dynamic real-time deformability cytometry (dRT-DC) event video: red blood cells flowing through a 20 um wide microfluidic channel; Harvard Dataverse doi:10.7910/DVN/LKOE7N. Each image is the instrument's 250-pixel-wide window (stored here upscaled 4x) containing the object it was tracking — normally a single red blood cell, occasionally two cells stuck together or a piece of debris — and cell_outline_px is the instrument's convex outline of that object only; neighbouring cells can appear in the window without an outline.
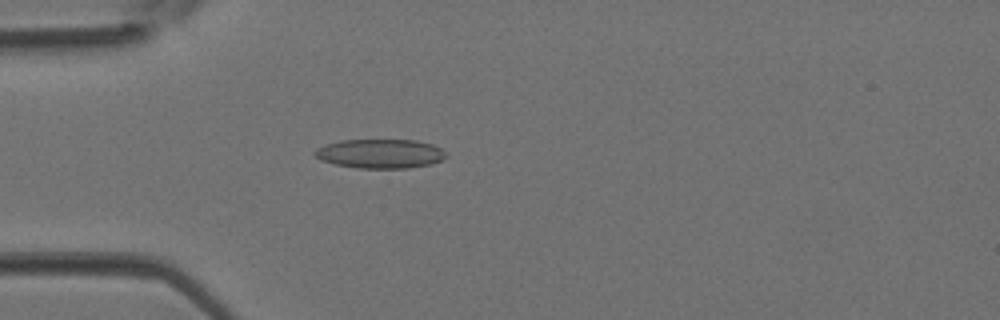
{"species": "Egyptian fruit bat (a non-hibernating species)", "species_latin": "Rousettus aegyptiacus", "temperature_condition": "room temperature", "stored_images_in_passage": 4, "camera_frame_rate_fps": 3000, "um_per_image_px": 0.085, "animal": {"sex": "female"}, "frame": {"image": 1, "passage_image": 4, "time_ms": 1.0, "image_size_px": [1000, 320], "cell_outline_px": [[448, 156], [444, 160], [432, 164], [408, 168], [360, 168], [336, 164], [320, 160], [312, 152], [316, 148], [324, 144], [340, 140], [416, 140], [432, 144], [440, 148]], "centroid_in_image_um": [32.32, 13.06], "position_along_channel_um": 52.7, "area_um2": 22.48}}